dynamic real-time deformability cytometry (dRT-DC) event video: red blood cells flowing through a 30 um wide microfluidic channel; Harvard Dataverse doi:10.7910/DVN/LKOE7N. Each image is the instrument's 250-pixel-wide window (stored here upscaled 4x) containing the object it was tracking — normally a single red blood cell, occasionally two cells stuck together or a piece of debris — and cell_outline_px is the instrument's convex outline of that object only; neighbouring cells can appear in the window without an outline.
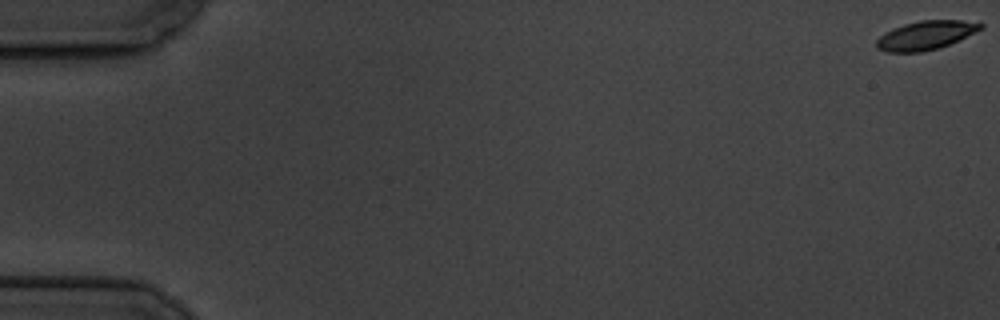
{"species": "common noctule bat (a hibernating species)", "species_latin": "Nyctalus noctula", "temperature_condition": "cold", "stored_images_in_passage": 14, "camera_frame_rate_fps": 3000, "um_per_image_px": 0.085, "animal": {"sex": "male", "body_mass_g": 19.5, "forearm_length_mm": 54.6}, "frame": {"image": 1, "passage_image": 1, "time_ms": 0.0, "image_size_px": [1000, 320], "cell_outline_px": [[984, 28], [976, 32], [948, 44], [936, 48], [920, 52], [884, 52], [876, 48], [876, 40], [880, 36], [892, 28], [904, 24], [920, 20], [960, 20], [984, 24]], "centroid_in_image_um": [78.65, 2.99], "position_along_channel_um": 6.3, "area_um2": 17.34}}